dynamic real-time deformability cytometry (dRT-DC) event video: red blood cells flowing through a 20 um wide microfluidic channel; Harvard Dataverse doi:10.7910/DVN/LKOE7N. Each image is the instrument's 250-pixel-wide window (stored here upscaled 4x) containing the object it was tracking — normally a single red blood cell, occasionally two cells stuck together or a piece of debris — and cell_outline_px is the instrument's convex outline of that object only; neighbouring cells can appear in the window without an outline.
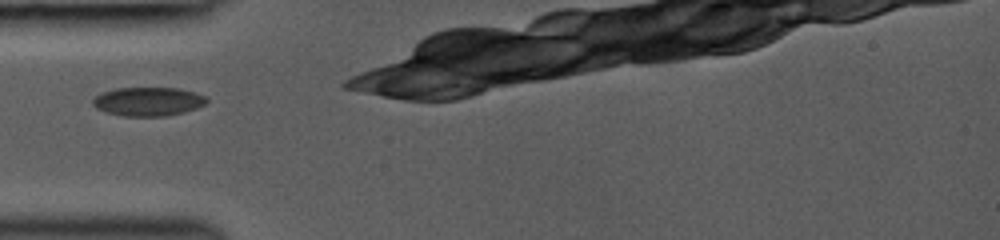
{"species": "common noctule bat (a hibernating species)", "species_latin": "Nyctalus noctula", "temperature_condition": "room temperature", "stored_images_in_passage": 5, "camera_frame_rate_fps": 3000, "um_per_image_px": 0.085, "animal": {"sex": "female", "body_mass_g": 19.0, "forearm_length_mm": 53.3}, "frame": {"image": 1, "passage_image": 1, "time_ms": 0.0, "image_size_px": [1000, 240], "cell_outline_px": [[208, 100], [204, 104], [196, 108], [184, 112], [164, 116], [124, 116], [108, 112], [96, 108], [92, 104], [92, 100], [96, 96], [104, 92], [116, 88], [180, 88], [208, 96]], "centroid_in_image_um": [12.62, 8.62], "position_along_channel_um": 72.4, "area_um2": 19.02}}
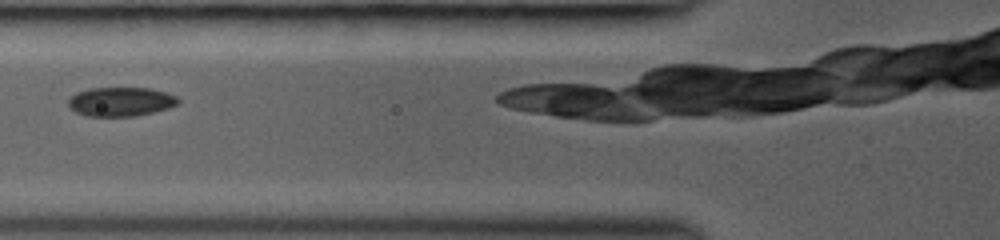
{"frame": {"image": 2, "passage_image": 2, "time_ms": 1.0, "image_size_px": [1000, 240], "cell_outline_px": [[180, 104], [168, 108], [136, 116], [84, 116], [76, 112], [68, 104], [68, 100], [76, 92], [92, 88], [148, 88], [164, 92], [176, 96], [180, 100]], "centroid_in_image_um": [10.27, 8.64], "position_along_channel_um": 115.5, "area_um2": 18.55}}
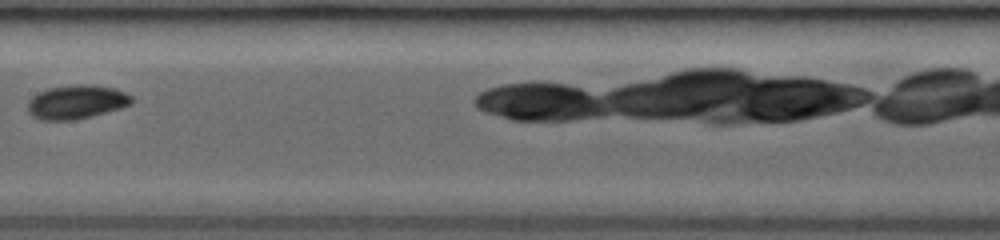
{"frame": {"image": 3, "passage_image": 5, "time_ms": 3.0, "image_size_px": [1000, 240], "cell_outline_px": [[132, 104], [120, 108], [92, 116], [76, 120], [40, 120], [32, 116], [28, 112], [28, 100], [32, 96], [48, 88], [76, 84], [88, 84], [116, 88], [132, 96]], "centroid_in_image_um": [6.49, 8.67], "position_along_channel_um": 200.9, "area_um2": 20.63}}